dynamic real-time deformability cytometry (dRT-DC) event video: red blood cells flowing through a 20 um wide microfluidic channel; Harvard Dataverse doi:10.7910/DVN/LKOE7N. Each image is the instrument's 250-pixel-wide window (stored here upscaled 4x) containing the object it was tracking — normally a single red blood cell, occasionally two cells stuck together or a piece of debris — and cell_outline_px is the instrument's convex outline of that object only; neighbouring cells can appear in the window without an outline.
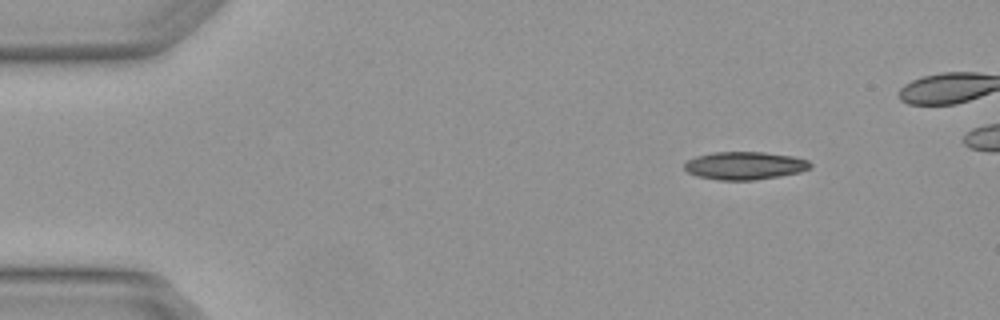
{"species": "Egyptian fruit bat (a non-hibernating species)", "species_latin": "Rousettus aegyptiacus", "temperature_condition": "warm", "stored_images_in_passage": 4, "camera_frame_rate_fps": 3000, "um_per_image_px": 0.085, "animal": {"sex": "female"}, "frame": {"image": 1, "passage_image": 1, "time_ms": 0.0, "image_size_px": [1000, 320], "cell_outline_px": [[812, 168], [800, 172], [780, 176], [752, 180], [716, 180], [696, 176], [688, 172], [684, 168], [684, 164], [688, 160], [696, 156], [712, 152], [764, 152], [792, 156], [808, 160], [812, 164]], "centroid_in_image_um": [63.3, 14.08], "position_along_channel_um": 21.7, "area_um2": 20.58}}